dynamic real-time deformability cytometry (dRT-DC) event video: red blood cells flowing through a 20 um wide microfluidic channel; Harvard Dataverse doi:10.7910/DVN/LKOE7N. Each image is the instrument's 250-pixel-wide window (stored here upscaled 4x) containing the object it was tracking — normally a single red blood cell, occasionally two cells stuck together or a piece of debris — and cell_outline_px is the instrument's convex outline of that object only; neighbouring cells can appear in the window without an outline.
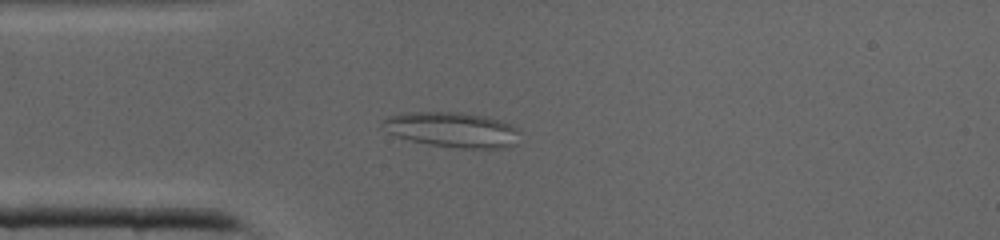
{"species": "common noctule bat (a hibernating species)", "species_latin": "Nyctalus noctula", "temperature_condition": "cold", "stored_images_in_passage": 41, "camera_frame_rate_fps": 3000, "um_per_image_px": 0.085, "animal": {"sex": "male", "body_mass_g": 19.0, "forearm_length_mm": 50.8}, "frame": {"image": 1, "passage_image": 10, "time_ms": 3.0, "image_size_px": [1000, 240], "cell_outline_px": [[516, 144], [504, 148], [460, 148], [428, 144], [396, 136], [388, 132], [384, 120], [388, 116], [408, 112], [460, 112], [484, 116], [500, 120], [516, 128]], "centroid_in_image_um": [38.45, 11.02], "position_along_channel_um": 46.6, "area_um2": 27.51}}
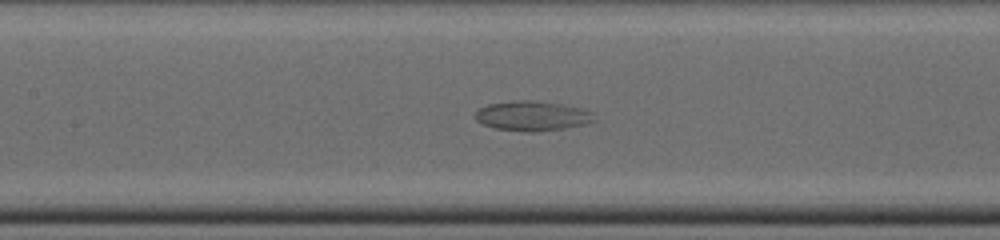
{"frame": {"image": 2, "passage_image": 18, "time_ms": 5.667, "image_size_px": [1000, 240], "cell_outline_px": [[592, 120], [584, 124], [564, 128], [536, 132], [524, 132], [496, 128], [484, 124], [476, 120], [476, 112], [480, 108], [488, 104], [512, 100], [528, 100], [560, 104], [580, 108], [592, 112]], "centroid_in_image_um": [45.19, 9.85], "position_along_channel_um": 162.2, "area_um2": 20.29}}
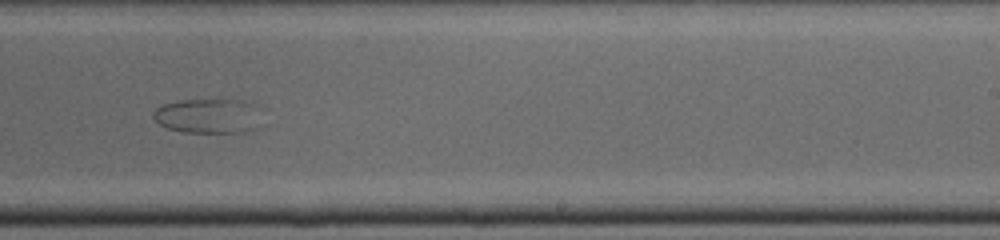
{"frame": {"image": 3, "passage_image": 25, "time_ms": 8.0, "image_size_px": [1000, 240], "cell_outline_px": [[256, 128], [244, 132], [184, 132], [168, 128], [160, 124], [152, 116], [152, 112], [160, 104], [180, 100], [220, 96], [248, 100], [256, 104]], "centroid_in_image_um": [17.66, 9.77], "position_along_channel_um": 271.3, "area_um2": 22.72}}